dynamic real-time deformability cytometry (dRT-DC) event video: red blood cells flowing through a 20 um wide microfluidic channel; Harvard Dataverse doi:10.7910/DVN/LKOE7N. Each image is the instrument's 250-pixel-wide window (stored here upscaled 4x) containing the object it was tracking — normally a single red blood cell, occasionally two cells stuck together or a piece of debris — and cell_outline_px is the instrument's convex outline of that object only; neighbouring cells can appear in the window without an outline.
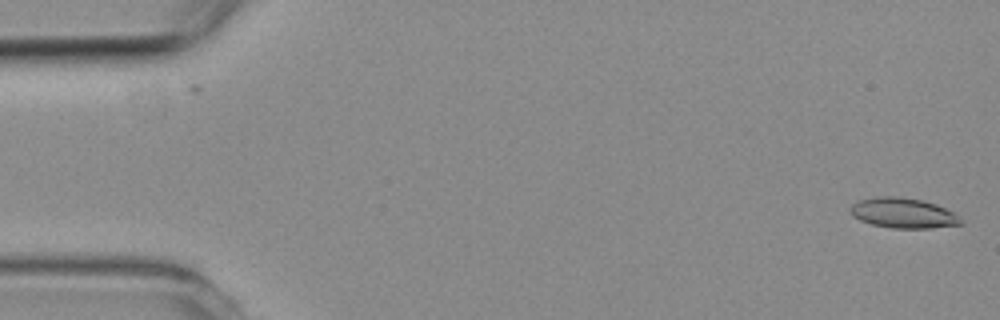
{"species": "common noctule bat (a hibernating species)", "species_latin": "Nyctalus noctula", "temperature_condition": "room temperature", "stored_images_in_passage": 5, "segment_of_instrument_passage": [2, 2], "camera_frame_rate_fps": 3000, "um_per_image_px": 0.085, "animal": {"sex": "female", "body_mass_g": 19.3, "forearm_length_mm": 54.1}, "frame": {"image": 1, "passage_image": 5, "time_ms": 4.667, "image_size_px": [1000, 320], "cell_outline_px": [[964, 224], [928, 228], [892, 228], [872, 224], [860, 220], [852, 216], [848, 208], [856, 200], [880, 196], [896, 196], [920, 200], [936, 204], [952, 212]], "centroid_in_image_um": [76.69, 18.1], "position_along_channel_um": 8.3, "area_um2": 19.31}}